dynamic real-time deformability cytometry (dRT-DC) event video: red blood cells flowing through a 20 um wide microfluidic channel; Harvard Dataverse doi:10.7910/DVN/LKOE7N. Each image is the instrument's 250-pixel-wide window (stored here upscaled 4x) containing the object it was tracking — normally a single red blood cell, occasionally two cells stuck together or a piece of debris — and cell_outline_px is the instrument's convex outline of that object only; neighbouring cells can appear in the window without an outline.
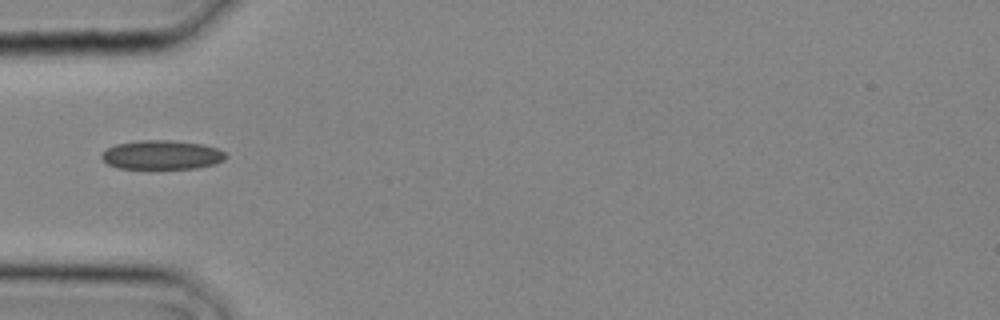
{"species": "common noctule bat (a hibernating species)", "species_latin": "Nyctalus noctula", "temperature_condition": "cold", "stored_images_in_passage": 4, "camera_frame_rate_fps": 3000, "um_per_image_px": 0.085, "animal": {"sex": "male", "body_mass_g": 20.4}, "frame": {"image": 1, "passage_image": 1, "time_ms": 0.0, "image_size_px": [1000, 320], "cell_outline_px": [[228, 156], [224, 160], [216, 164], [196, 168], [116, 168], [108, 164], [100, 156], [108, 148], [116, 144], [140, 140], [172, 140], [200, 144], [216, 148], [224, 152]], "centroid_in_image_um": [13.77, 13.16], "position_along_channel_um": 71.2, "area_um2": 20.92}}
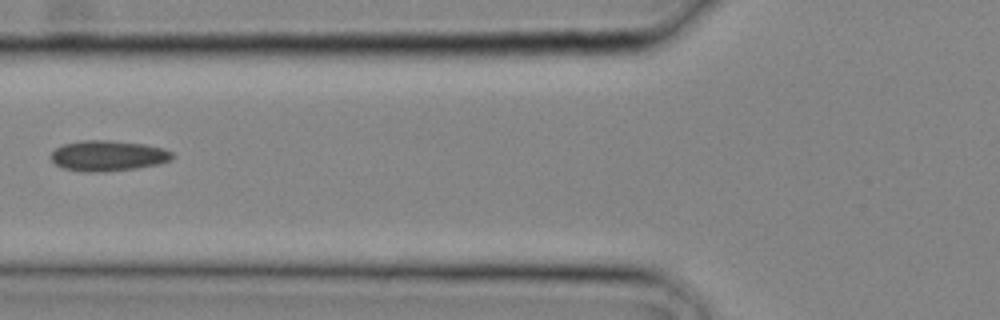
{"frame": {"image": 2, "passage_image": 3, "time_ms": 0.667, "image_size_px": [1000, 320], "cell_outline_px": [[176, 156], [172, 160], [156, 164], [136, 168], [96, 172], [84, 172], [60, 168], [52, 160], [52, 152], [56, 148], [64, 144], [80, 140], [112, 140], [144, 144], [164, 148], [172, 152]], "centroid_in_image_um": [9.19, 13.23], "position_along_channel_um": 116.6, "area_um2": 21.68}}